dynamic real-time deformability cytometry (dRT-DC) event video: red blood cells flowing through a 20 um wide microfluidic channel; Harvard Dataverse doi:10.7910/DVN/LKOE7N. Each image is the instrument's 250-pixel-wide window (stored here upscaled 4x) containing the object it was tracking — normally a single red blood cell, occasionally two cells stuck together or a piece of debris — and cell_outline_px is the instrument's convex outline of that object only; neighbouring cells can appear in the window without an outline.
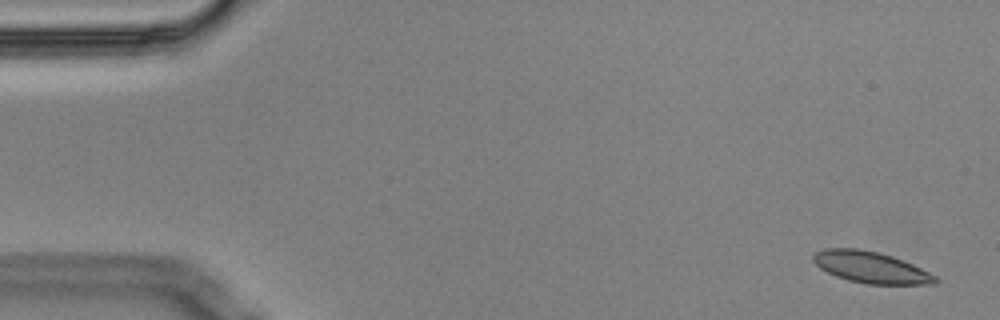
{"species": "Egyptian fruit bat (a non-hibernating species)", "species_latin": "Rousettus aegyptiacus", "temperature_condition": "cold", "stored_images_in_passage": 5, "camera_frame_rate_fps": 3000, "um_per_image_px": 0.085, "animal": {"sex": "male"}, "frame": {"image": 1, "passage_image": 1, "time_ms": 0.0, "image_size_px": [1000, 320], "cell_outline_px": [[940, 280], [936, 284], [868, 284], [848, 280], [836, 276], [820, 268], [812, 260], [812, 256], [816, 252], [824, 248], [856, 248], [876, 252], [892, 256], [912, 264], [936, 276]], "centroid_in_image_um": [74.01, 22.72], "position_along_channel_um": 11.0, "area_um2": 22.2}}
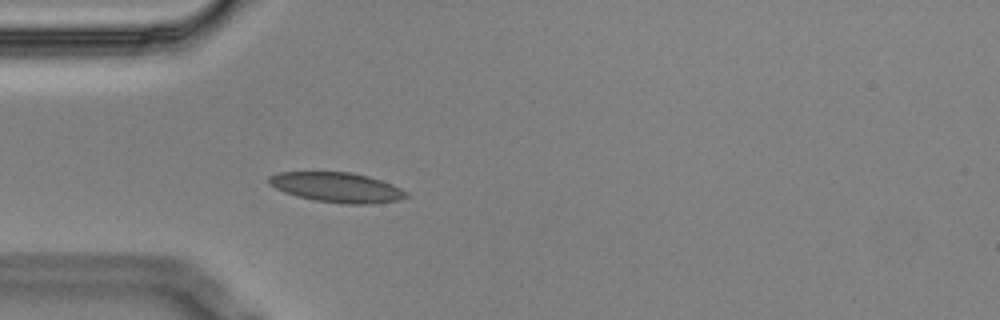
{"frame": {"image": 2, "passage_image": 5, "time_ms": 1.333, "image_size_px": [1000, 320], "cell_outline_px": [[408, 196], [400, 200], [372, 204], [344, 204], [312, 200], [296, 196], [284, 192], [268, 184], [268, 176], [280, 172], [352, 172], [368, 176], [392, 184], [408, 192]], "centroid_in_image_um": [28.64, 15.93], "position_along_channel_um": 56.4, "area_um2": 24.1}}